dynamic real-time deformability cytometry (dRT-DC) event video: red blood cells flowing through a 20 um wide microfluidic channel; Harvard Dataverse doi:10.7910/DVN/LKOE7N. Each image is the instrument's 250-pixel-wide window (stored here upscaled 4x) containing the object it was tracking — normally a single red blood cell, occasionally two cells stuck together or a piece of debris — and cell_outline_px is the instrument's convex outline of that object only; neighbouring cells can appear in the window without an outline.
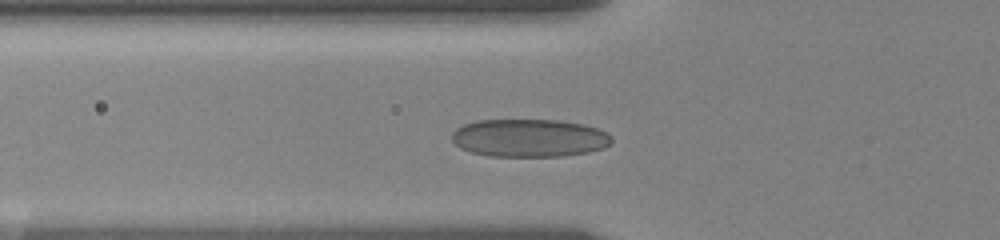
{"species": "human", "species_latin": "Homo sapiens", "temperature_condition": "room temperature", "stored_images_in_passage": 22, "camera_frame_rate_fps": 3000, "um_per_image_px": 0.085, "donor": {"sex": "female"}, "frame": {"image": 1, "passage_image": 2, "time_ms": 0.333, "image_size_px": [1000, 240], "cell_outline_px": [[612, 140], [604, 148], [588, 152], [560, 156], [488, 156], [472, 152], [460, 148], [452, 140], [452, 132], [456, 128], [464, 124], [476, 120], [560, 120], [584, 124], [596, 128], [612, 136]], "centroid_in_image_um": [44.97, 11.72], "position_along_channel_um": 80.8, "area_um2": 35.32}}
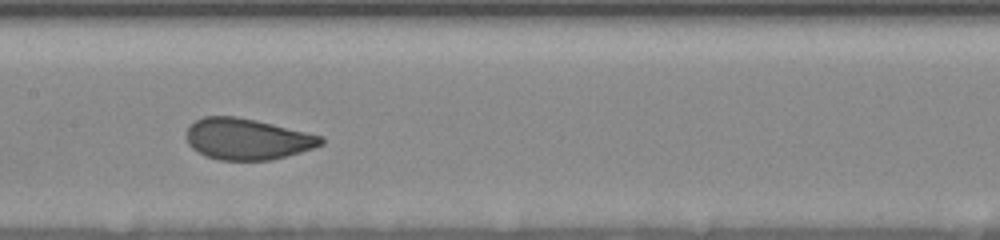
{"frame": {"image": 2, "passage_image": 13, "time_ms": 3.333, "image_size_px": [1000, 240], "cell_outline_px": [[324, 144], [300, 152], [272, 160], [220, 160], [204, 156], [192, 148], [188, 144], [188, 124], [204, 116], [236, 116], [256, 120], [320, 136], [324, 140]], "centroid_in_image_um": [20.97, 11.82], "position_along_channel_um": 186.4, "area_um2": 32.08}}
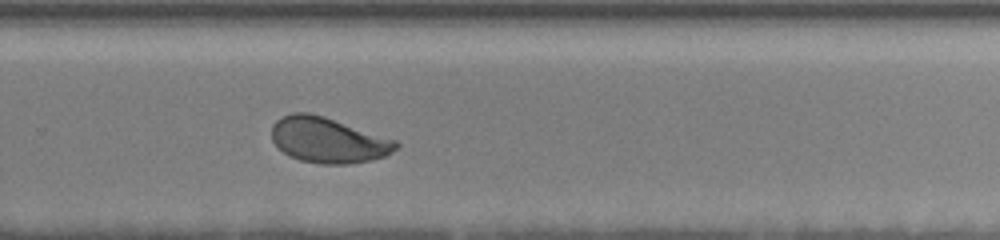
{"frame": {"image": 3, "passage_image": 22, "time_ms": 6.667, "image_size_px": [1000, 240], "cell_outline_px": [[400, 144], [392, 152], [384, 156], [368, 160], [348, 164], [320, 164], [300, 160], [288, 156], [272, 140], [272, 124], [280, 116], [292, 112], [308, 112], [324, 116], [396, 140]], "centroid_in_image_um": [27.86, 11.9], "position_along_channel_um": 301.9, "area_um2": 32.89}}